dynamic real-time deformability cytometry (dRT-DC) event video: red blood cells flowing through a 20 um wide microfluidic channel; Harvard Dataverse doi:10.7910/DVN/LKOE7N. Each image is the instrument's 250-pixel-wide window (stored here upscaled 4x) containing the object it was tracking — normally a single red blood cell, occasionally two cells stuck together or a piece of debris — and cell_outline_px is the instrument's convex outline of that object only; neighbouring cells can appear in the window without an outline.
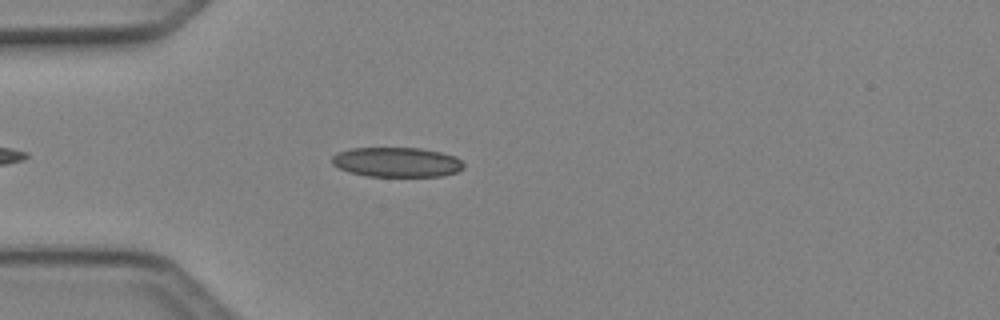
{"species": "Egyptian fruit bat (a non-hibernating species)", "species_latin": "Rousettus aegyptiacus", "temperature_condition": "cold", "stored_images_in_passage": 4, "camera_frame_rate_fps": 3000, "um_per_image_px": 0.085, "animal": {"sex": "female"}, "frame": {"image": 1, "passage_image": 4, "time_ms": 1.0, "image_size_px": [1000, 320], "cell_outline_px": [[464, 168], [456, 172], [440, 176], [368, 176], [348, 172], [332, 164], [332, 156], [336, 152], [352, 148], [420, 148], [440, 152], [456, 156], [464, 164]], "centroid_in_image_um": [33.71, 13.78], "position_along_channel_um": 51.3, "area_um2": 22.83}}